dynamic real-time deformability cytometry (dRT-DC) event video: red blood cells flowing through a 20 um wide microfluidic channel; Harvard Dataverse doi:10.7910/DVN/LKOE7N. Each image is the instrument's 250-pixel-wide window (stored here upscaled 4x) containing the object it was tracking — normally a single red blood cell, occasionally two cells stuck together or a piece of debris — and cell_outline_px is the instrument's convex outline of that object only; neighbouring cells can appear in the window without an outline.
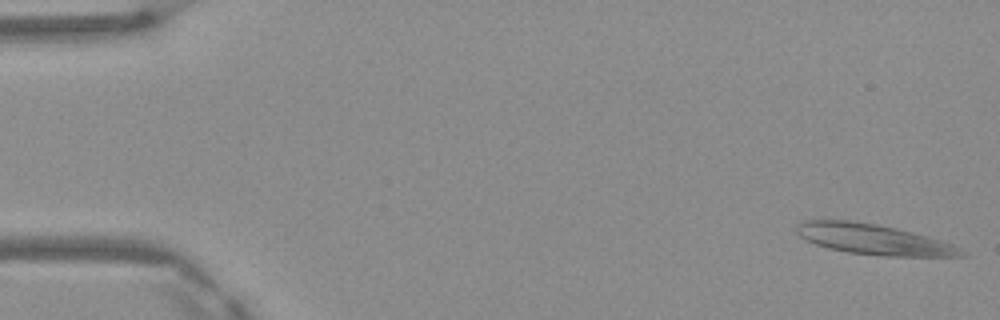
{"species": "Egyptian fruit bat (a non-hibernating species)", "species_latin": "Rousettus aegyptiacus", "temperature_condition": "warm", "stored_images_in_passage": 5, "camera_frame_rate_fps": 3000, "um_per_image_px": 0.085, "frame": {"image": 1, "passage_image": 1, "time_ms": 0.0, "image_size_px": [1000, 320], "cell_outline_px": [[968, 256], [884, 256], [848, 252], [828, 248], [816, 244], [800, 236], [796, 232], [796, 224], [804, 220], [848, 220], [876, 224], [896, 228], [928, 236], [952, 244], [968, 252]], "centroid_in_image_um": [74.27, 20.34], "position_along_channel_um": 10.7, "area_um2": 29.13}}
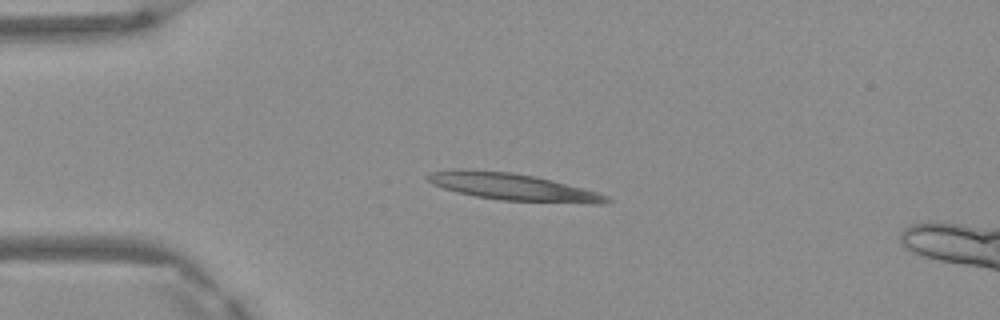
{"frame": {"image": 2, "passage_image": 3, "time_ms": 0.667, "image_size_px": [1000, 320], "cell_outline_px": [[612, 200], [600, 204], [592, 204], [500, 200], [476, 196], [456, 192], [432, 184], [424, 176], [432, 172], [452, 168], [464, 168], [508, 172], [536, 176], [552, 180], [596, 192], [608, 196]], "centroid_in_image_um": [43.54, 15.88], "position_along_channel_um": 41.5, "area_um2": 28.26}}
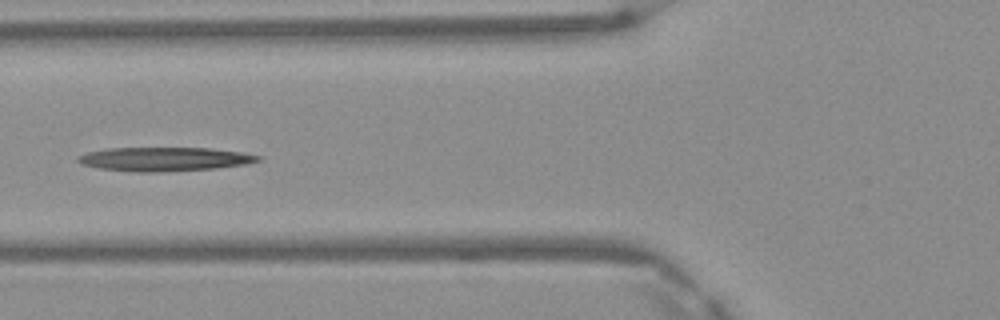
{"frame": {"image": 3, "passage_image": 5, "time_ms": 1.333, "image_size_px": [1000, 320], "cell_outline_px": [[260, 160], [244, 164], [216, 168], [156, 172], [136, 172], [100, 168], [80, 164], [76, 160], [76, 156], [88, 152], [108, 148], [208, 148], [244, 152], [260, 156]], "centroid_in_image_um": [13.94, 13.52], "position_along_channel_um": 111.9, "area_um2": 24.97}}